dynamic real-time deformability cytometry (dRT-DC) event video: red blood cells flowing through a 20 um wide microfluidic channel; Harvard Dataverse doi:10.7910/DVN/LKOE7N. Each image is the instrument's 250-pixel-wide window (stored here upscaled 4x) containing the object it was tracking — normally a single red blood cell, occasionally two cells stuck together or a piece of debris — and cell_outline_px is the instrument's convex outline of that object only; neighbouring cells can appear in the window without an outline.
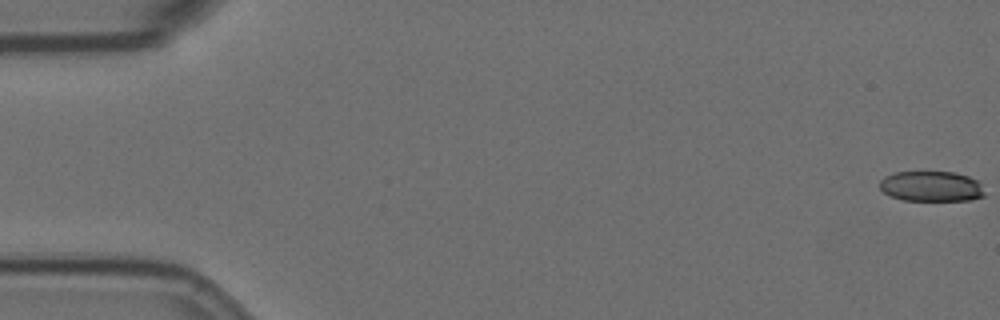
{"species": "Egyptian fruit bat (a non-hibernating species)", "species_latin": "Rousettus aegyptiacus", "temperature_condition": "room temperature", "stored_images_in_passage": 58, "camera_frame_rate_fps": 3000, "um_per_image_px": 0.085, "animal": {"sex": "female"}, "frame": {"image": 1, "passage_image": 1, "time_ms": 0.0, "image_size_px": [1000, 320], "cell_outline_px": [[984, 196], [968, 200], [904, 200], [892, 196], [884, 192], [880, 188], [880, 180], [884, 176], [896, 172], [952, 172], [968, 176], [976, 180], [980, 184], [984, 192]], "centroid_in_image_um": [79.15, 15.83], "position_along_channel_um": 5.9, "area_um2": 18.32}}
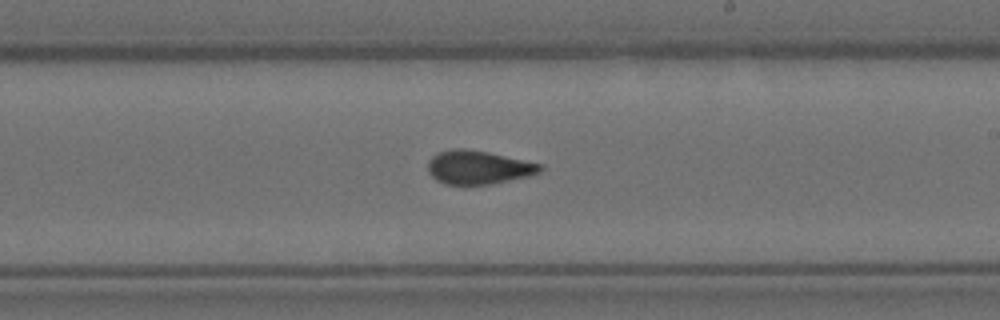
{"frame": {"image": 2, "passage_image": 34, "time_ms": 11.0, "image_size_px": [1000, 320], "cell_outline_px": [[544, 168], [540, 172], [528, 176], [492, 184], [464, 188], [444, 184], [436, 180], [428, 172], [428, 160], [432, 156], [440, 152], [452, 148], [464, 148], [488, 152], [540, 164]], "centroid_in_image_um": [40.6, 14.27], "position_along_channel_um": 248.4, "area_um2": 22.54}}
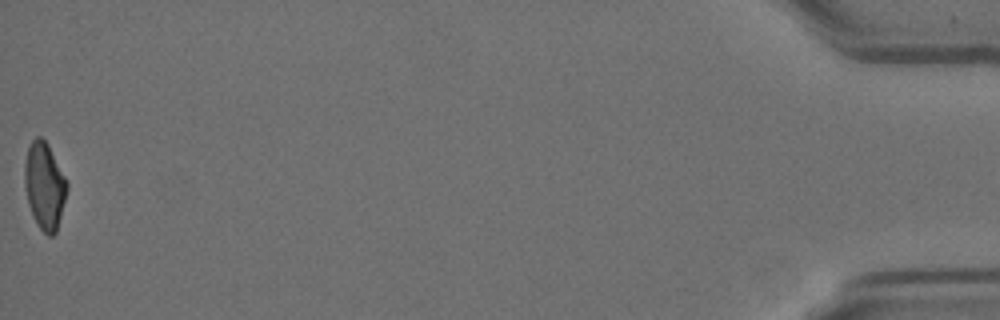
{"frame": {"image": 3, "passage_image": 58, "time_ms": 19.0, "image_size_px": [1000, 320], "cell_outline_px": [[68, 188], [56, 232], [52, 236], [48, 236], [36, 224], [28, 204], [24, 184], [24, 164], [28, 144], [36, 136], [40, 136], [48, 144], [68, 184]], "centroid_in_image_um": [3.76, 15.78], "position_along_channel_um": 431.4, "area_um2": 21.44}, "authors_computed_cell_mechanics": {"area_um2": 21.8195, "velocity_mm_per_s": 3.5661, "shape_relaxation_time_tau1_ms": 5.4367, "shape_relaxation_time_tau2_ms": 1.3905, "deformation_change_tau1": 0.155, "deformation_change_tau2": 0.0734}}